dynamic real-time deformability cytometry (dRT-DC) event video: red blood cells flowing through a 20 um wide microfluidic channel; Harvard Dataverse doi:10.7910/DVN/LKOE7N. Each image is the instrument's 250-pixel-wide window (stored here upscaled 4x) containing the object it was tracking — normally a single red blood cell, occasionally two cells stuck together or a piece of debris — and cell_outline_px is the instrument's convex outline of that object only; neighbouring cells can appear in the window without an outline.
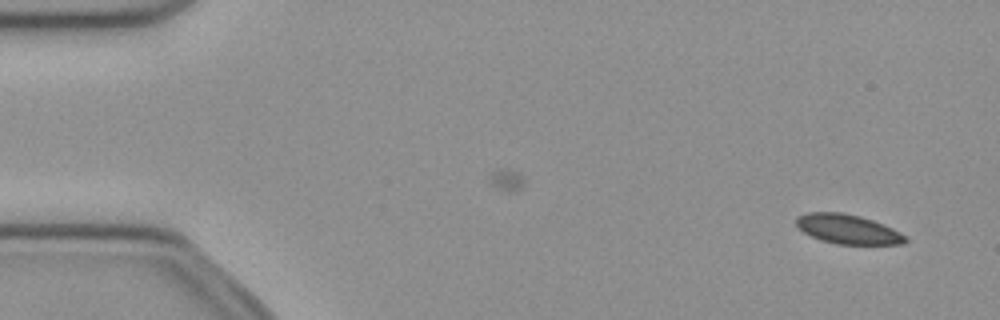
{"species": "common noctule bat (a hibernating species)", "species_latin": "Nyctalus noctula", "temperature_condition": "cold", "stored_images_in_passage": 46, "camera_frame_rate_fps": 3000, "um_per_image_px": 0.085, "animal": {"sex": "female", "body_mass_g": 21.9}, "frame": {"image": 1, "passage_image": 3, "time_ms": 0.667, "image_size_px": [1000, 320], "cell_outline_px": [[908, 240], [904, 244], [836, 244], [820, 240], [804, 232], [796, 224], [796, 216], [808, 212], [844, 212], [860, 216], [884, 224], [908, 236]], "centroid_in_image_um": [72.09, 19.47], "position_along_channel_um": 12.9, "area_um2": 18.84}}
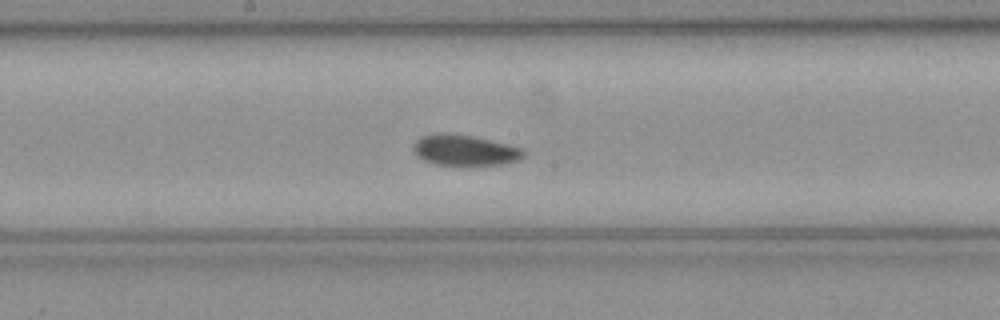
{"frame": {"image": 2, "passage_image": 27, "time_ms": 8.667, "image_size_px": [1000, 320], "cell_outline_px": [[524, 156], [520, 160], [504, 164], [464, 168], [436, 164], [424, 160], [416, 156], [412, 152], [412, 144], [420, 136], [432, 132], [448, 132], [472, 136], [508, 144], [524, 148]], "centroid_in_image_um": [39.46, 12.79], "position_along_channel_um": 208.7, "area_um2": 20.98}}
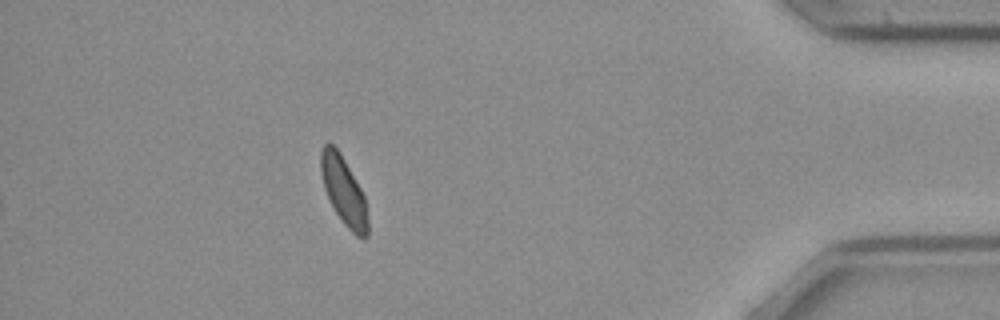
{"frame": {"image": 3, "passage_image": 46, "time_ms": 15.0, "image_size_px": [1000, 320], "cell_outline_px": [[368, 236], [364, 240], [356, 236], [344, 224], [336, 212], [324, 188], [320, 172], [320, 152], [324, 144], [332, 144], [340, 152], [360, 188], [364, 196], [368, 220]], "centroid_in_image_um": [29.21, 16.25], "position_along_channel_um": 406.0, "area_um2": 18.44}, "authors_computed_cell_mechanics": {"area_um2": 19.7387, "velocity_mm_per_s": 3.9485, "shape_relaxation_time_tau1_ms": 6.8318, "shape_relaxation_time_tau2_ms": 4.1817, "deformation_change_tau1": 0.0978, "deformation_change_tau2": 0.0763}}